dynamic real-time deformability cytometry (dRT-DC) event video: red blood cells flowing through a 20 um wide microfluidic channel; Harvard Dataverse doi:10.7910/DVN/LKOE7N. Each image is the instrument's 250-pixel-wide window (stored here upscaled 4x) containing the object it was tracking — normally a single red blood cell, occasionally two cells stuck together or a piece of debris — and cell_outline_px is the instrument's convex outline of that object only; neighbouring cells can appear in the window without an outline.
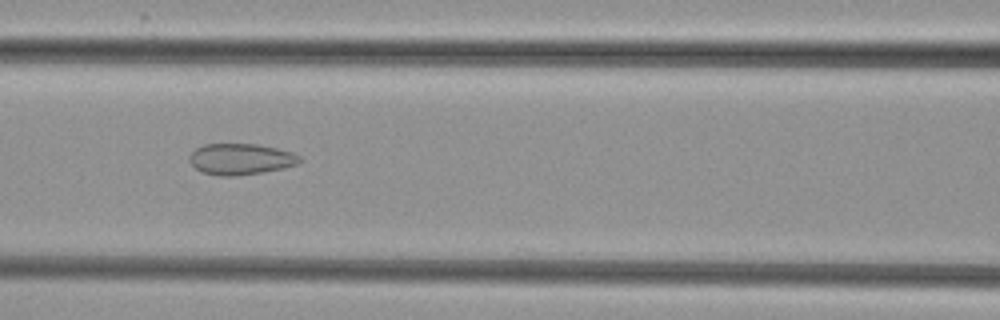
{"species": "common noctule bat (a hibernating species)", "species_latin": "Nyctalus noctula", "temperature_condition": "cold", "stored_images_in_passage": 8, "camera_frame_rate_fps": 3000, "um_per_image_px": 0.085, "animal": {"sex": "female", "body_mass_g": 29.2, "forearm_length_mm": 56.3}, "frame": {"image": 1, "passage_image": 6, "time_ms": 6.0, "image_size_px": [1000, 320], "cell_outline_px": [[300, 160], [296, 164], [284, 168], [236, 176], [216, 176], [200, 172], [188, 160], [188, 156], [196, 148], [204, 144], [256, 144], [276, 148], [292, 152], [300, 156]], "centroid_in_image_um": [20.41, 13.53], "position_along_channel_um": 146.2, "area_um2": 20.0}}
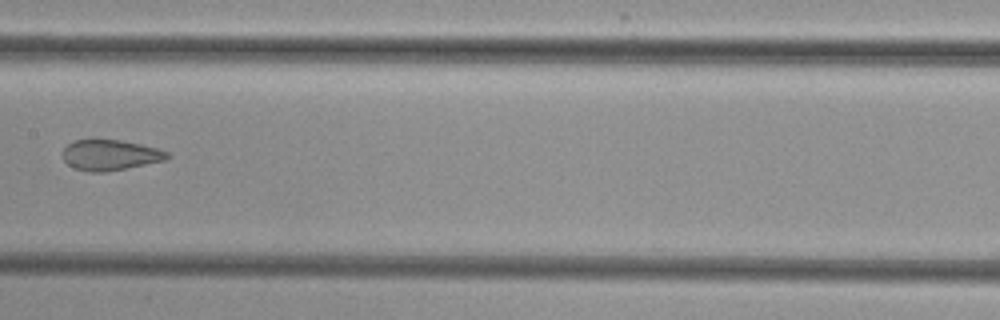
{"frame": {"image": 2, "passage_image": 7, "time_ms": 7.333, "image_size_px": [1000, 320], "cell_outline_px": [[172, 156], [164, 160], [104, 172], [88, 172], [76, 168], [68, 164], [60, 156], [60, 152], [72, 140], [120, 140], [140, 144], [156, 148], [168, 152]], "centroid_in_image_um": [9.31, 13.17], "position_along_channel_um": 198.1, "area_um2": 18.5}}
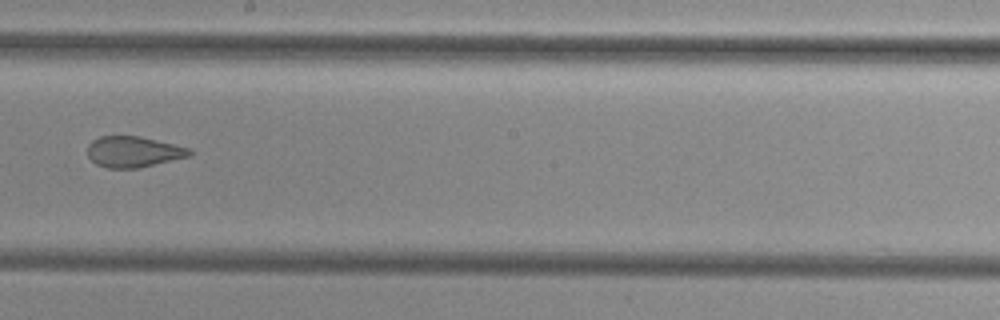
{"frame": {"image": 3, "passage_image": 8, "time_ms": 8.333, "image_size_px": [1000, 320], "cell_outline_px": [[192, 152], [188, 156], [140, 168], [108, 168], [96, 164], [88, 156], [88, 144], [92, 140], [100, 136], [140, 136], [188, 148]], "centroid_in_image_um": [11.29, 12.9], "position_along_channel_um": 236.9, "area_um2": 18.15}}